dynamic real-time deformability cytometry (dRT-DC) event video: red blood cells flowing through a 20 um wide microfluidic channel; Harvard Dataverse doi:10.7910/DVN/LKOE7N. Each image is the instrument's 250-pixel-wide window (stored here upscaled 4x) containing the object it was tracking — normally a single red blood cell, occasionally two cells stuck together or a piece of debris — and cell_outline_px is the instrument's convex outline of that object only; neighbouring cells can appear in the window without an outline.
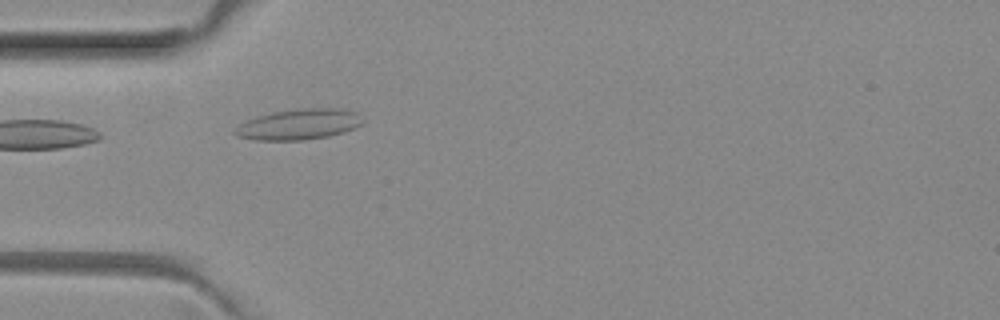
{"species": "common noctule bat (a hibernating species)", "species_latin": "Nyctalus noctula", "temperature_condition": "room temperature", "stored_images_in_passage": 3, "camera_frame_rate_fps": 3000, "um_per_image_px": 0.085, "animal": {"sex": "female", "body_mass_g": 29.2, "forearm_length_mm": 56.3}, "frame": {"image": 1, "passage_image": 2, "time_ms": 0.333, "image_size_px": [1000, 320], "cell_outline_px": [[364, 120], [360, 124], [344, 132], [328, 136], [304, 140], [256, 140], [236, 136], [232, 132], [240, 124], [248, 120], [272, 112], [300, 108], [344, 108], [356, 112]], "centroid_in_image_um": [25.42, 10.56], "position_along_channel_um": 59.6, "area_um2": 22.72}}
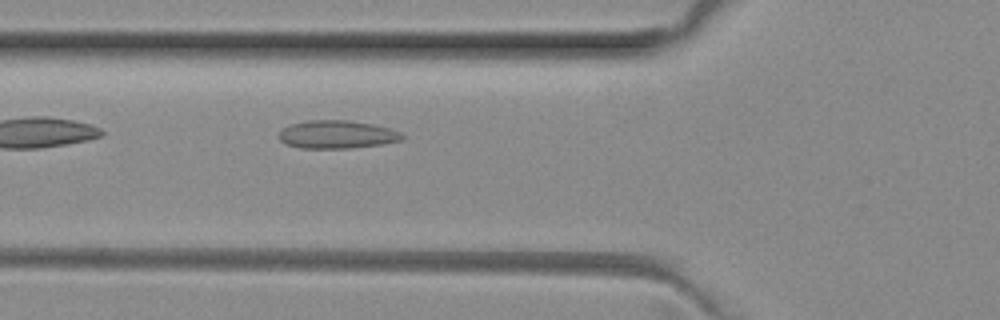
{"frame": {"image": 2, "passage_image": 3, "time_ms": 0.667, "image_size_px": [1000, 320], "cell_outline_px": [[404, 140], [380, 144], [348, 148], [300, 148], [284, 144], [276, 136], [284, 128], [292, 124], [308, 120], [348, 120], [372, 124], [388, 128], [400, 132], [404, 136]], "centroid_in_image_um": [28.61, 11.43], "position_along_channel_um": 97.2, "area_um2": 20.11}}